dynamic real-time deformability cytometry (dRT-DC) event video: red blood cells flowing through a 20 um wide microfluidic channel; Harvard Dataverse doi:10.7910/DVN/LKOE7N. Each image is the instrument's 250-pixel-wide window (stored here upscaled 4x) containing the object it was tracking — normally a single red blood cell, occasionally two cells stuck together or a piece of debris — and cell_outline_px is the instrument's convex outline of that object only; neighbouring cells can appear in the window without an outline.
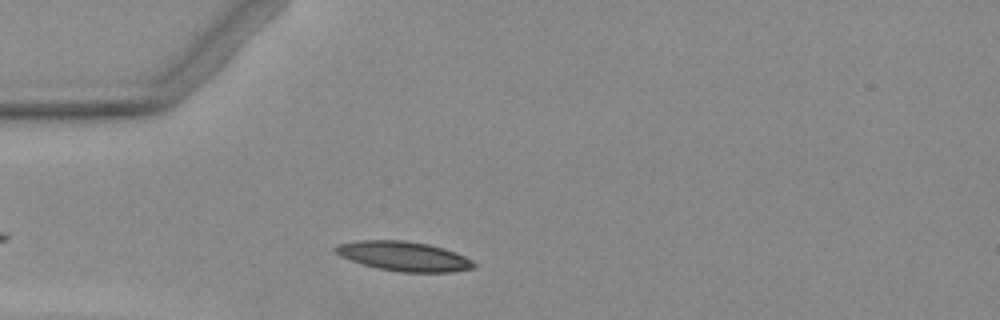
{"species": "Egyptian fruit bat (a non-hibernating species)", "species_latin": "Rousettus aegyptiacus", "temperature_condition": "warm", "stored_images_in_passage": 1, "camera_frame_rate_fps": 3000, "um_per_image_px": 0.085, "animal": {"sex": "female"}, "frame": {"image": 1, "passage_image": 1, "time_ms": 0.0, "image_size_px": [1000, 320], "cell_outline_px": [[476, 268], [448, 272], [400, 272], [376, 268], [340, 256], [332, 248], [336, 244], [360, 240], [404, 240], [428, 244], [444, 248], [456, 252], [472, 260], [476, 264]], "centroid_in_image_um": [34.33, 21.77], "position_along_channel_um": 50.7, "area_um2": 23.87}}